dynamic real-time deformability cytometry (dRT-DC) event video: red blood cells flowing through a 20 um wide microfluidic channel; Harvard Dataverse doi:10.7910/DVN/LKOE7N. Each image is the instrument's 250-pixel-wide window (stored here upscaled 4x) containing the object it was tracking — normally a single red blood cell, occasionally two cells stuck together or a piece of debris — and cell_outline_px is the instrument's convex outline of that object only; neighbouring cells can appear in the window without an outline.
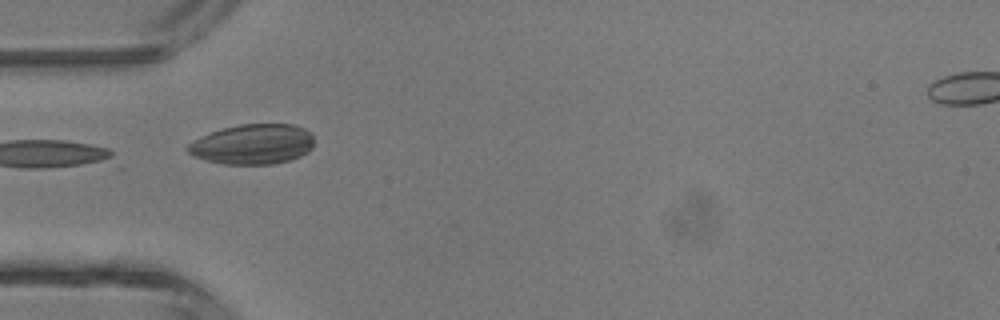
{"species": "common noctule bat (a hibernating species)", "species_latin": "Nyctalus noctula", "temperature_condition": "room temperature", "stored_images_in_passage": 2, "camera_frame_rate_fps": 3000, "um_per_image_px": 0.085, "animal": {"sex": "male", "body_mass_g": 13.3}, "frame": {"image": 1, "passage_image": 1, "time_ms": 0.0, "image_size_px": [1000, 320], "cell_outline_px": [[312, 148], [308, 152], [300, 156], [288, 160], [272, 164], [220, 164], [196, 156], [188, 152], [184, 148], [188, 144], [212, 132], [224, 128], [240, 124], [292, 124], [304, 128], [312, 132]], "centroid_in_image_um": [21.51, 12.26], "position_along_channel_um": 63.5, "area_um2": 29.25}}
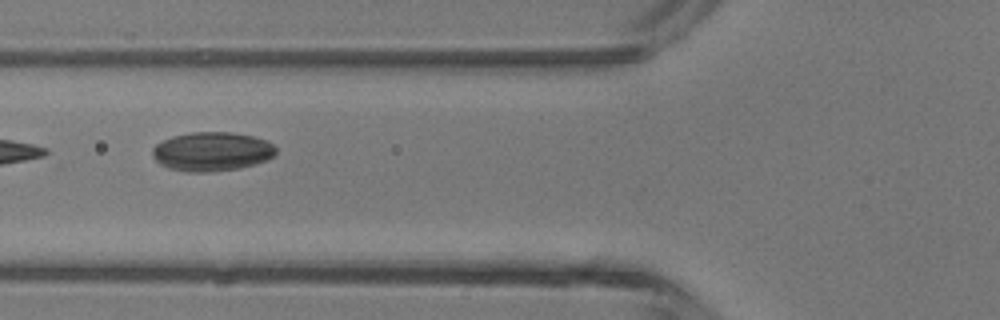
{"frame": {"image": 2, "passage_image": 2, "time_ms": 1.0, "image_size_px": [1000, 320], "cell_outline_px": [[276, 152], [268, 160], [256, 164], [240, 168], [208, 172], [188, 172], [168, 168], [160, 164], [152, 156], [152, 148], [156, 144], [172, 136], [192, 132], [232, 132], [252, 136], [264, 140], [272, 144], [276, 148]], "centroid_in_image_um": [18.0, 12.88], "position_along_channel_um": 107.8, "area_um2": 28.15}}